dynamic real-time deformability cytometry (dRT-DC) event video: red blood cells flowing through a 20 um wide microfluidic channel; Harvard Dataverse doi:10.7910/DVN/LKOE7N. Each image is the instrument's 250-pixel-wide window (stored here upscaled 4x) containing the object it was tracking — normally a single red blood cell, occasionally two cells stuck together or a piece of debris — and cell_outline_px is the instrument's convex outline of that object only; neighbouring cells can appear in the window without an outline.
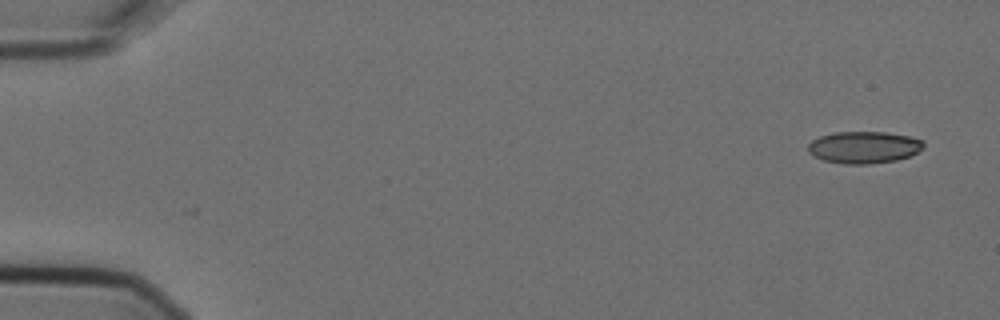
{"species": "Egyptian fruit bat (a non-hibernating species)", "species_latin": "Rousettus aegyptiacus", "temperature_condition": "cold", "stored_images_in_passage": 5, "camera_frame_rate_fps": 3000, "um_per_image_px": 0.085, "animal": {"sex": "female"}, "frame": {"image": 1, "passage_image": 1, "time_ms": 0.0, "image_size_px": [1000, 320], "cell_outline_px": [[924, 148], [908, 156], [896, 160], [868, 164], [844, 164], [824, 160], [808, 152], [808, 144], [812, 140], [820, 136], [836, 132], [884, 132], [908, 136], [924, 140]], "centroid_in_image_um": [73.43, 12.52], "position_along_channel_um": 11.6, "area_um2": 21.39}}
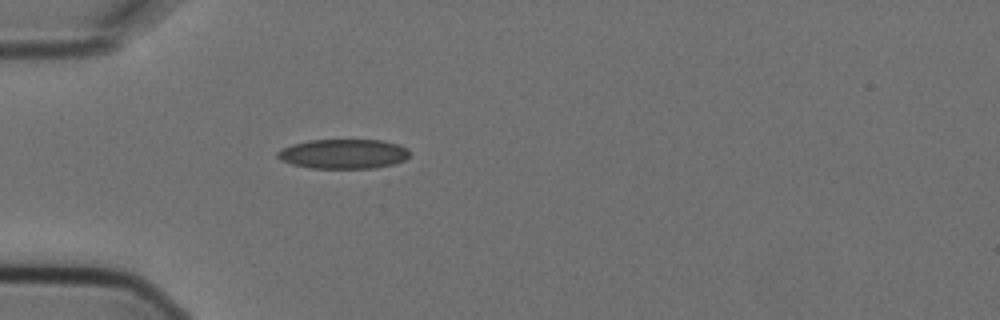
{"frame": {"image": 2, "passage_image": 5, "time_ms": 1.333, "image_size_px": [1000, 320], "cell_outline_px": [[408, 156], [404, 160], [392, 164], [376, 168], [308, 168], [292, 164], [280, 160], [276, 156], [276, 152], [280, 148], [292, 144], [308, 140], [384, 140], [400, 144], [408, 148]], "centroid_in_image_um": [29.16, 13.07], "position_along_channel_um": 55.8, "area_um2": 23.0}}